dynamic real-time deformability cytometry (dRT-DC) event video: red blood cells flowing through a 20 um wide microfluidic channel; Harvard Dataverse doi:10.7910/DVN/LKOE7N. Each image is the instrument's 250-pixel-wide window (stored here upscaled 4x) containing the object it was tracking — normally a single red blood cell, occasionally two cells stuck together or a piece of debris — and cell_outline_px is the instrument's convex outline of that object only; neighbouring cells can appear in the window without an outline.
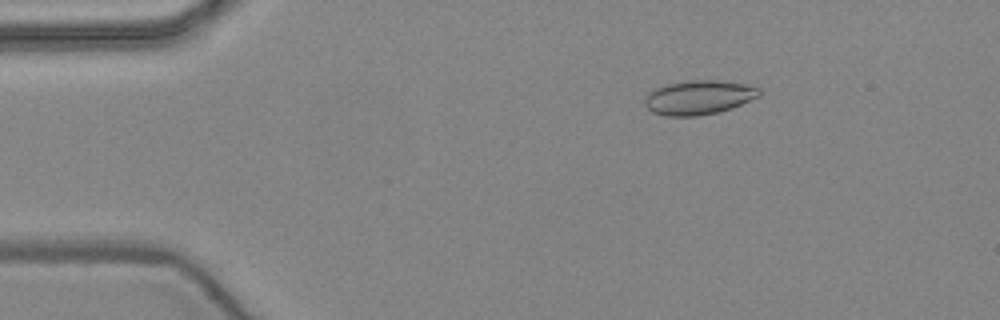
{"species": "common noctule bat (a hibernating species)", "species_latin": "Nyctalus noctula", "temperature_condition": "warm", "stored_images_in_passage": 45, "camera_frame_rate_fps": 3000, "um_per_image_px": 0.085, "animal": {"sex": "female", "body_mass_g": 24.6, "forearm_length_mm": 56.2}, "frame": {"image": 1, "passage_image": 2, "time_ms": 0.333, "image_size_px": [1000, 320], "cell_outline_px": [[760, 96], [732, 108], [720, 112], [696, 116], [664, 116], [652, 112], [644, 104], [644, 100], [648, 92], [664, 84], [684, 80], [720, 80], [744, 84], [760, 88]], "centroid_in_image_um": [59.37, 8.28], "position_along_channel_um": 25.6, "area_um2": 23.12}}
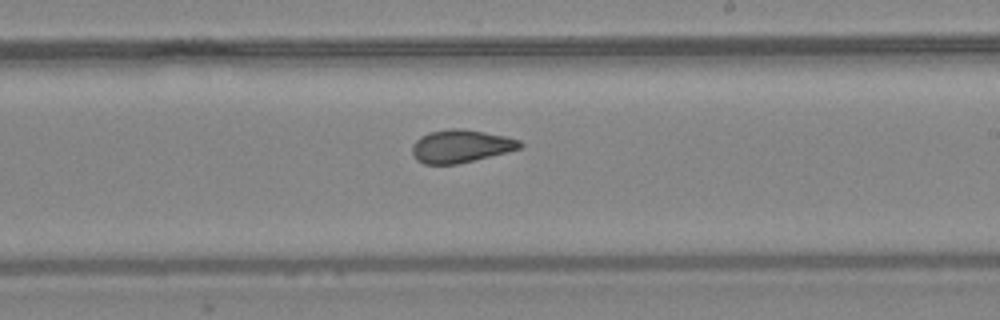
{"frame": {"image": 2, "passage_image": 24, "time_ms": 7.667, "image_size_px": [1000, 320], "cell_outline_px": [[524, 144], [520, 148], [508, 152], [456, 164], [424, 164], [416, 160], [412, 152], [412, 144], [420, 136], [428, 132], [452, 128], [460, 128], [484, 132], [504, 136], [520, 140]], "centroid_in_image_um": [39.15, 12.42], "position_along_channel_um": 249.9, "area_um2": 20.63}}
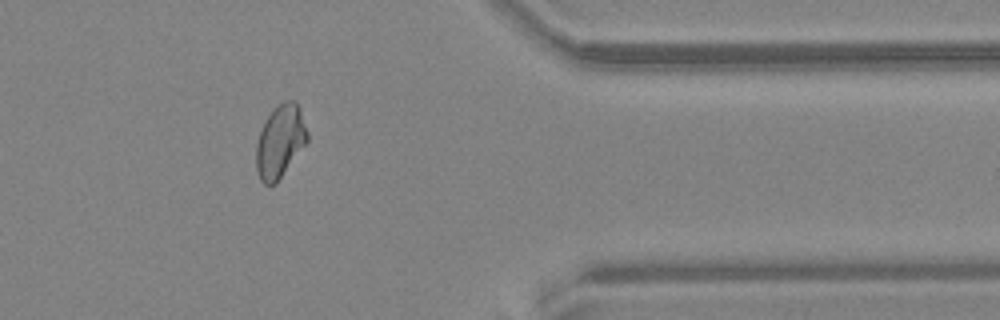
{"frame": {"image": 3, "passage_image": 36, "time_ms": 11.667, "image_size_px": [1000, 320], "cell_outline_px": [[308, 140], [276, 184], [264, 184], [260, 180], [256, 168], [256, 144], [260, 132], [268, 116], [284, 100], [296, 100], [300, 108], [308, 132]], "centroid_in_image_um": [23.82, 12.02], "position_along_channel_um": 387.6, "area_um2": 21.44}, "authors_computed_cell_mechanics": {"area_um2": 21.5016, "velocity_mm_per_s": 3.9604, "shape_relaxation_time_tau1_ms": 9.4322, "shape_relaxation_time_tau2_ms": 1.2463, "deformation_change_tau1": 0.1621, "deformation_change_tau2": 0.069}}